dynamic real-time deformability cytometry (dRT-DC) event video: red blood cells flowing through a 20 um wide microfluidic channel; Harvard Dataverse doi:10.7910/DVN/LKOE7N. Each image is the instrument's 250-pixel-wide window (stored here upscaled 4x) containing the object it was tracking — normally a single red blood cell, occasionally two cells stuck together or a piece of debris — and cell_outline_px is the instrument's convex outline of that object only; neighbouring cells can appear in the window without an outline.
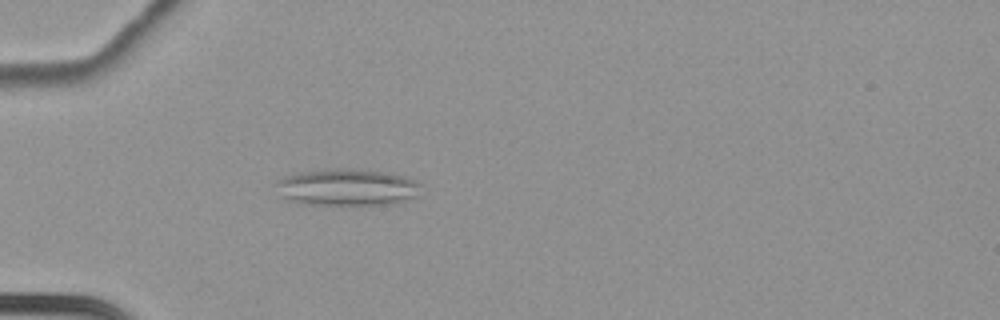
{"species": "common noctule bat (a hibernating species)", "species_latin": "Nyctalus noctula", "temperature_condition": "cold", "stored_images_in_passage": 65, "camera_frame_rate_fps": 3000, "um_per_image_px": 0.085, "animal": {"sex": "female", "body_mass_g": 22.7, "forearm_length_mm": 54.2}, "frame": {"image": 1, "passage_image": 23, "time_ms": 7.333, "image_size_px": [1000, 320], "cell_outline_px": [[424, 184], [416, 196], [392, 204], [300, 204], [276, 196], [272, 184], [284, 176], [296, 172], [332, 168], [352, 168], [388, 172], [404, 176], [416, 180]], "centroid_in_image_um": [29.42, 15.9], "position_along_channel_um": 55.6, "area_um2": 31.96}}
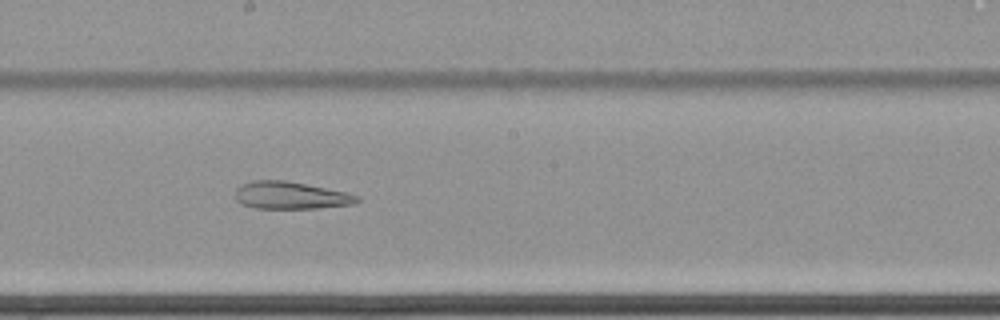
{"frame": {"image": 2, "passage_image": 39, "time_ms": 12.667, "image_size_px": [1000, 320], "cell_outline_px": [[360, 200], [356, 204], [316, 208], [256, 208], [240, 204], [236, 200], [236, 188], [240, 184], [252, 180], [284, 180], [348, 192], [360, 196]], "centroid_in_image_um": [24.72, 16.6], "position_along_channel_um": 223.5, "area_um2": 19.59}}
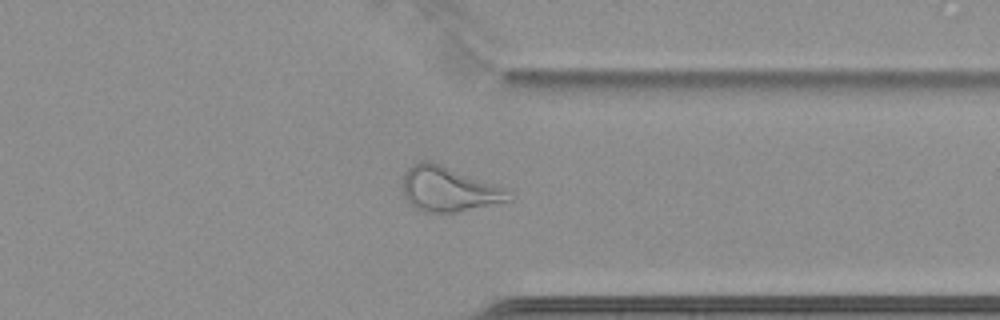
{"frame": {"image": 3, "passage_image": 52, "time_ms": 17.0, "image_size_px": [1000, 320], "cell_outline_px": [[512, 200], [456, 212], [424, 212], [416, 208], [404, 200], [400, 184], [404, 172], [408, 168], [420, 160], [428, 160], [440, 164], [492, 184], [508, 192]], "centroid_in_image_um": [38.0, 16.08], "position_along_channel_um": 373.4, "area_um2": 27.4}}